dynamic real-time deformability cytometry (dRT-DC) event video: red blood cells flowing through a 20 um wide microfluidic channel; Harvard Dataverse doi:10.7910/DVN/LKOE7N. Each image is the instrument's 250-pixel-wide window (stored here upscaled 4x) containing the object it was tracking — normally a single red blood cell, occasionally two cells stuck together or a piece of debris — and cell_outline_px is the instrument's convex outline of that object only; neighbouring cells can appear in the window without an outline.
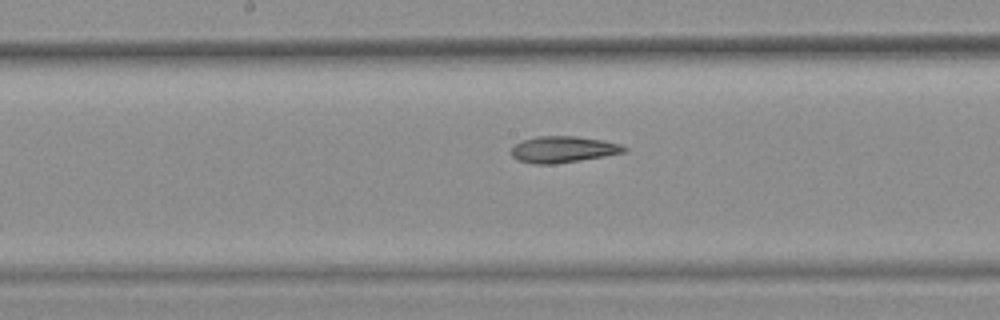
{"species": "common noctule bat (a hibernating species)", "species_latin": "Nyctalus noctula", "temperature_condition": "warm", "stored_images_in_passage": 10, "camera_frame_rate_fps": 3000, "um_per_image_px": 0.085, "animal": {"sex": "female", "body_mass_g": 25.1}, "frame": {"image": 1, "passage_image": 9, "time_ms": 2.667, "image_size_px": [1000, 320], "cell_outline_px": [[628, 152], [604, 156], [552, 164], [532, 164], [516, 160], [512, 156], [512, 148], [516, 144], [524, 140], [536, 136], [576, 136], [600, 140], [620, 144], [628, 148]], "centroid_in_image_um": [47.86, 12.7], "position_along_channel_um": 200.3, "area_um2": 17.22}}
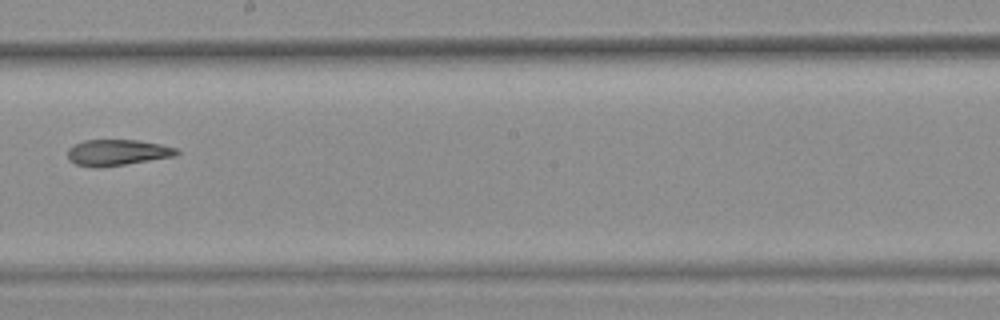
{"frame": {"image": 2, "passage_image": 10, "time_ms": 3.0, "image_size_px": [1000, 320], "cell_outline_px": [[180, 152], [176, 156], [100, 168], [76, 164], [68, 160], [68, 148], [72, 144], [84, 140], [136, 140], [160, 144], [176, 148]], "centroid_in_image_um": [9.94, 12.96], "position_along_channel_um": 238.3, "area_um2": 16.59}}